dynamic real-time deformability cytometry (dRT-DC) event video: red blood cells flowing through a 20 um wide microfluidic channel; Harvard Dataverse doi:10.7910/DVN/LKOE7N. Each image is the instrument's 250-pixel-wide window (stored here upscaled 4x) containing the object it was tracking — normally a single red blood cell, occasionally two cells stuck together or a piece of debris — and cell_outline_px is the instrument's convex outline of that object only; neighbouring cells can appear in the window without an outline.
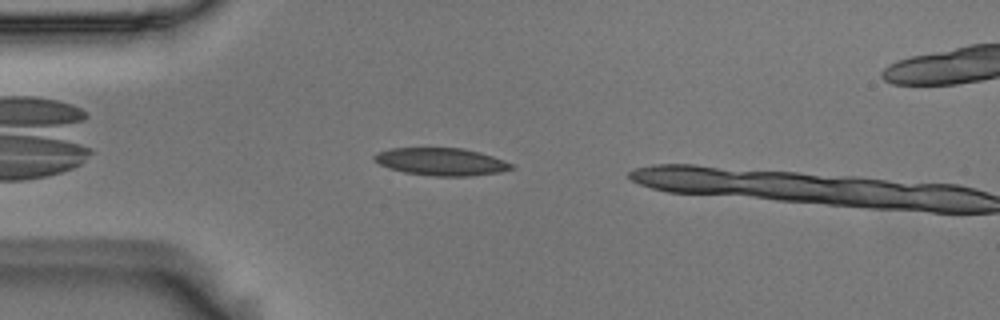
{"species": "Egyptian fruit bat (a non-hibernating species)", "species_latin": "Rousettus aegyptiacus", "temperature_condition": "room temperature", "stored_images_in_passage": 3, "camera_frame_rate_fps": 3000, "um_per_image_px": 0.085, "animal": {"sex": "male"}, "frame": {"image": 1, "passage_image": 2, "time_ms": 0.333, "image_size_px": [1000, 320], "cell_outline_px": [[516, 168], [500, 172], [472, 176], [432, 176], [404, 172], [388, 168], [372, 160], [372, 156], [376, 152], [392, 148], [464, 148], [480, 152], [504, 160], [512, 164]], "centroid_in_image_um": [37.49, 13.74], "position_along_channel_um": 47.5, "area_um2": 22.2}}